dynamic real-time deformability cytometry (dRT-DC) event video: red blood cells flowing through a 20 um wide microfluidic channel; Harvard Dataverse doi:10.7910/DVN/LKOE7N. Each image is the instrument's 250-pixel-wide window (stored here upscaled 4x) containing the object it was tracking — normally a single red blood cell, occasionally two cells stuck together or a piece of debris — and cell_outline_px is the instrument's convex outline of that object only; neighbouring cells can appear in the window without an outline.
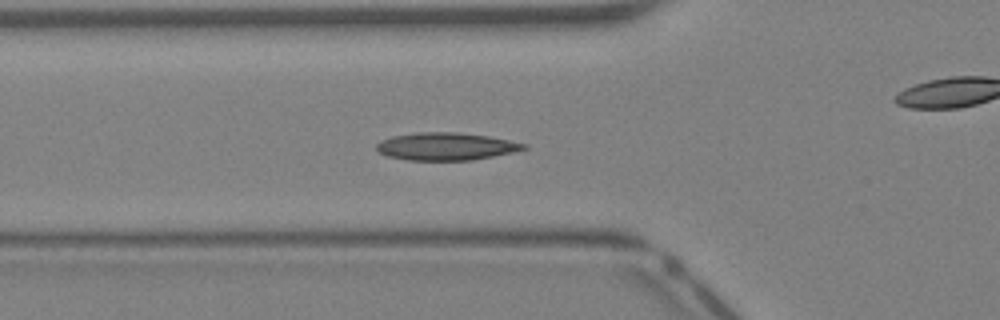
{"species": "Egyptian fruit bat (a non-hibernating species)", "species_latin": "Rousettus aegyptiacus", "temperature_condition": "warm", "stored_images_in_passage": 41, "camera_frame_rate_fps": 3000, "um_per_image_px": 0.085, "animal": {"sex": "female"}, "frame": {"image": 1, "passage_image": 14, "time_ms": 4.333, "image_size_px": [1000, 320], "cell_outline_px": [[528, 148], [512, 152], [472, 160], [408, 160], [388, 156], [380, 152], [376, 148], [376, 144], [380, 140], [392, 136], [416, 132], [460, 132], [488, 136], [528, 144]], "centroid_in_image_um": [37.9, 12.43], "position_along_channel_um": 87.9, "area_um2": 23.64}}
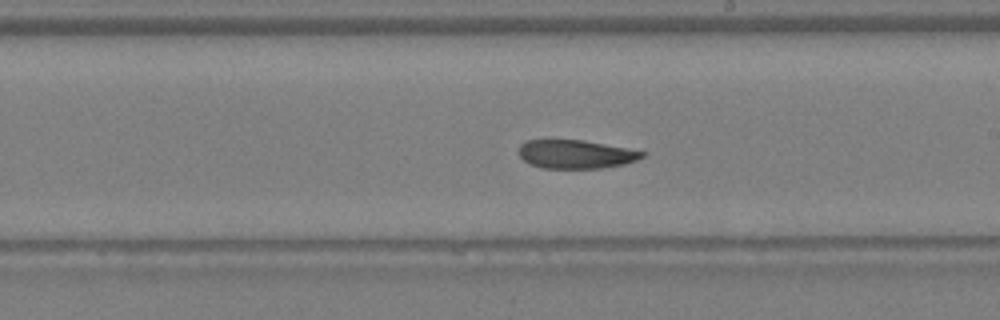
{"frame": {"image": 2, "passage_image": 23, "time_ms": 7.333, "image_size_px": [1000, 320], "cell_outline_px": [[648, 152], [644, 156], [636, 160], [624, 164], [600, 168], [540, 168], [528, 164], [520, 156], [520, 144], [524, 140], [580, 140]], "centroid_in_image_um": [48.91, 13.11], "position_along_channel_um": 240.1, "area_um2": 20.4}}
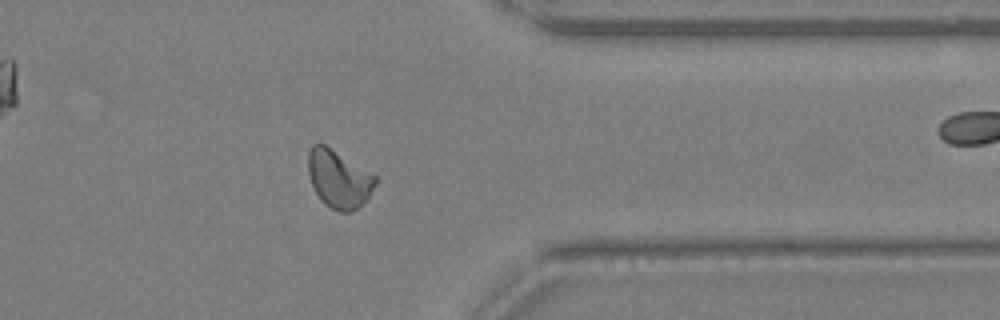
{"frame": {"image": 3, "passage_image": 32, "time_ms": 10.333, "image_size_px": [1000, 320], "cell_outline_px": [[376, 184], [368, 196], [352, 212], [340, 212], [324, 204], [320, 200], [312, 184], [308, 172], [308, 152], [312, 144], [324, 144], [376, 176]], "centroid_in_image_um": [28.76, 15.21], "position_along_channel_um": 382.6, "area_um2": 22.2}}